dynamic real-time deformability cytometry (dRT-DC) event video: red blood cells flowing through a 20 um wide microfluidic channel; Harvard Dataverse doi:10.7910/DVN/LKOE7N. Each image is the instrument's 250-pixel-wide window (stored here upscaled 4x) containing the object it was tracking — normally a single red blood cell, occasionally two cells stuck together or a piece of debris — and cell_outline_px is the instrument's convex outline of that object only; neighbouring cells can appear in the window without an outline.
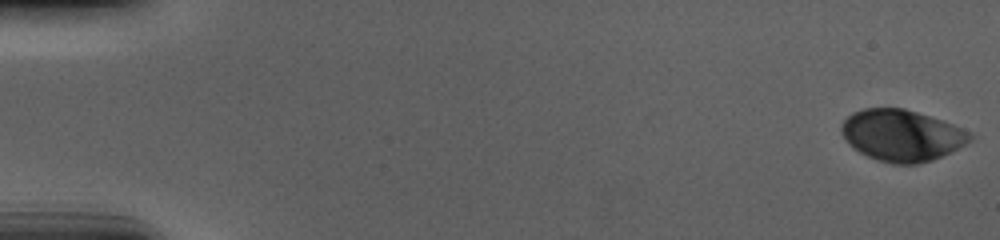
{"species": "human", "species_latin": "Homo sapiens", "temperature_condition": "cold", "stored_images_in_passage": 57, "camera_frame_rate_fps": 3000, "um_per_image_px": 0.085, "donor": {"sex": "male"}, "frame": {"image": 1, "passage_image": 1, "time_ms": 0.0, "image_size_px": [1000, 240], "cell_outline_px": [[972, 140], [952, 152], [932, 160], [916, 164], [892, 164], [868, 156], [852, 148], [848, 144], [840, 132], [840, 128], [844, 120], [852, 112], [864, 108], [904, 108], [952, 124], [968, 132], [972, 136]], "centroid_in_image_um": [76.61, 11.51], "position_along_channel_um": 8.4, "area_um2": 38.38}}
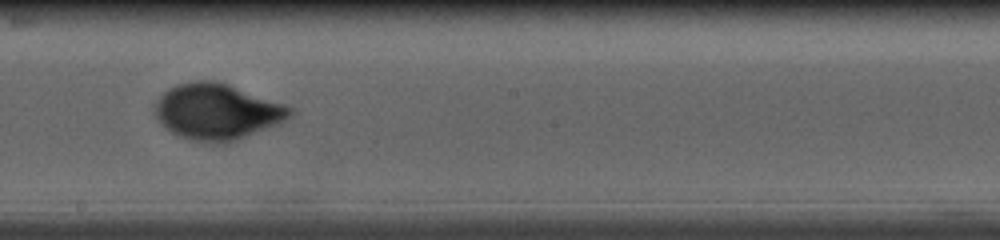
{"frame": {"image": 2, "passage_image": 33, "time_ms": 10.667, "image_size_px": [1000, 240], "cell_outline_px": [[296, 112], [292, 116], [280, 124], [236, 140], [224, 144], [204, 144], [180, 136], [164, 128], [156, 116], [152, 108], [156, 100], [168, 88], [176, 84], [196, 80], [216, 80], [228, 84], [296, 108]], "centroid_in_image_um": [18.46, 9.5], "position_along_channel_um": 229.7, "area_um2": 44.8}}
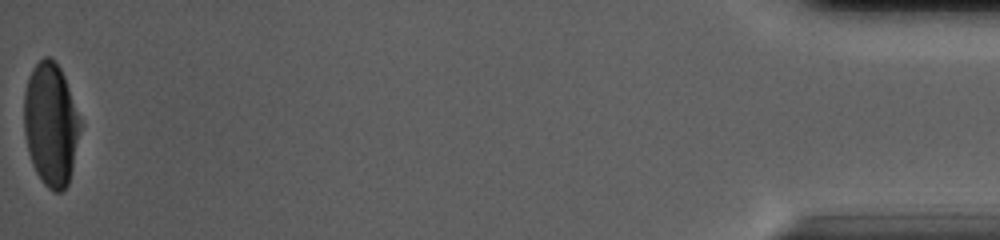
{"frame": {"image": 3, "passage_image": 57, "time_ms": 18.667, "image_size_px": [1000, 240], "cell_outline_px": [[80, 128], [72, 168], [68, 184], [60, 192], [52, 192], [44, 184], [36, 172], [32, 164], [28, 152], [24, 132], [24, 92], [28, 76], [32, 68], [44, 56], [48, 56], [60, 68], [64, 76], [80, 120]], "centroid_in_image_um": [4.29, 10.57], "position_along_channel_um": 430.9, "area_um2": 40.0}, "authors_computed_cell_mechanics": {"area_um2": 41.7316, "velocity_mm_per_s": 3.6762, "shape_relaxation_time_tau1_ms": 4.4255, "shape_relaxation_time_tau2_ms": null, "deformation_change_tau1": 0.1749, "deformation_change_tau2": null}}